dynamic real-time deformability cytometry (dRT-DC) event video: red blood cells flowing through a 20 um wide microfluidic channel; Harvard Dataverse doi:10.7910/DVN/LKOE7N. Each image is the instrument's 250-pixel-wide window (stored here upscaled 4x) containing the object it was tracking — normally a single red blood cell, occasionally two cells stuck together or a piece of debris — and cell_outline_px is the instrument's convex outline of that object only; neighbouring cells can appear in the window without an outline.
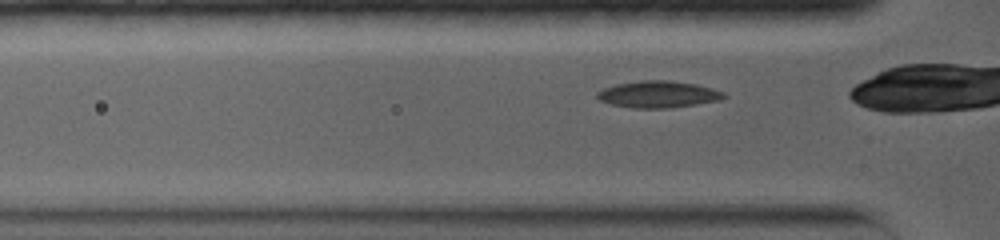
{"species": "common noctule bat (a hibernating species)", "species_latin": "Nyctalus noctula", "temperature_condition": "warm", "stored_images_in_passage": 45, "camera_frame_rate_fps": 5000, "um_per_image_px": 0.085, "animal": {"sex": "female", "body_mass_g": 19.0, "forearm_length_mm": 56.7}, "frame": {"image": 1, "passage_image": 4, "time_ms": 0.6, "image_size_px": [1000, 240], "cell_outline_px": [[728, 96], [720, 100], [696, 104], [668, 108], [636, 108], [612, 104], [600, 100], [596, 96], [596, 92], [604, 88], [616, 84], [640, 80], [668, 80], [696, 84], [712, 88], [724, 92]], "centroid_in_image_um": [55.97, 8.01], "position_along_channel_um": 69.8, "area_um2": 19.71}}
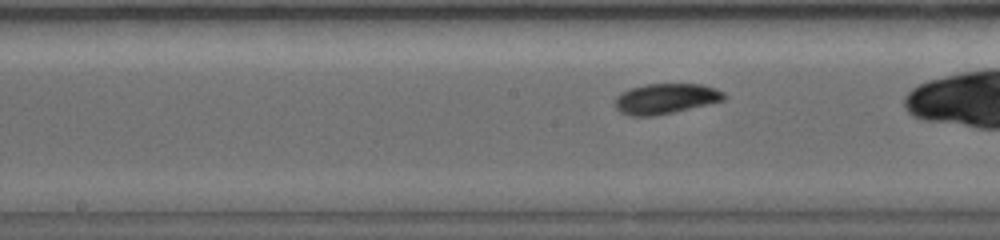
{"frame": {"image": 2, "passage_image": 20, "time_ms": 3.8, "image_size_px": [1000, 240], "cell_outline_px": [[728, 96], [724, 100], [656, 116], [628, 116], [620, 112], [616, 108], [616, 96], [620, 92], [644, 84], [704, 84], [716, 88], [724, 92]], "centroid_in_image_um": [56.59, 8.38], "position_along_channel_um": 191.6, "area_um2": 19.36}}
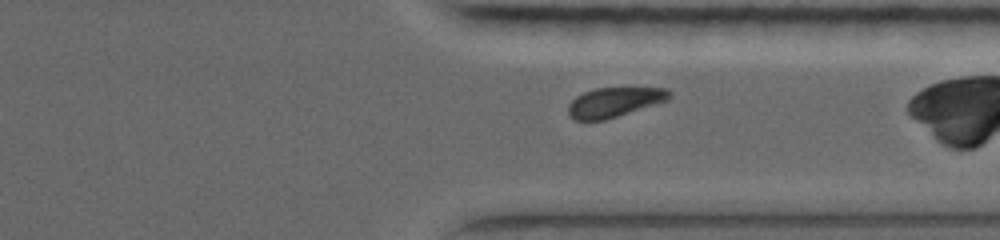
{"frame": {"image": 3, "passage_image": 42, "time_ms": 8.2, "image_size_px": [1000, 240], "cell_outline_px": [[672, 96], [668, 100], [656, 104], [604, 120], [576, 120], [568, 112], [568, 104], [576, 96], [584, 92], [596, 88], [668, 88], [672, 92]], "centroid_in_image_um": [52.25, 8.67], "position_along_channel_um": 359.2, "area_um2": 17.34}}